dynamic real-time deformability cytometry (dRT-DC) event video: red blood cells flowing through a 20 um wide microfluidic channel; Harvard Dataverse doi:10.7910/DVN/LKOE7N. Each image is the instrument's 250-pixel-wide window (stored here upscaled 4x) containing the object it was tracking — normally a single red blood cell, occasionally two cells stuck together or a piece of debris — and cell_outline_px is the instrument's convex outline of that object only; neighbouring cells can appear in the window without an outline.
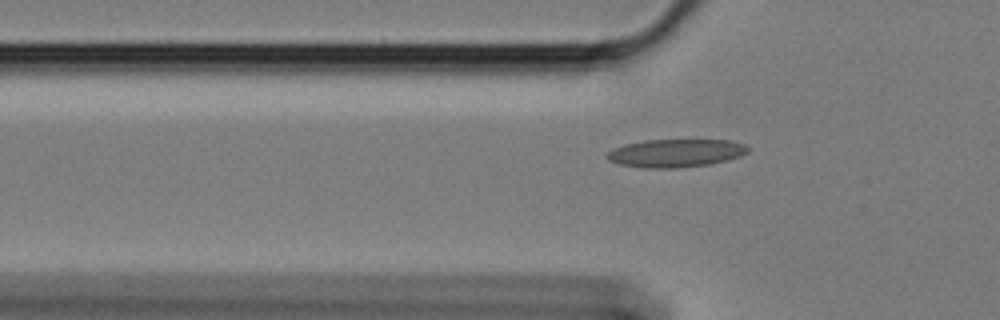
{"species": "Egyptian fruit bat (a non-hibernating species)", "species_latin": "Rousettus aegyptiacus", "temperature_condition": "cold", "stored_images_in_passage": 45, "camera_frame_rate_fps": 3000, "um_per_image_px": 0.085, "animal": {"sex": "female"}, "frame": {"image": 1, "passage_image": 12, "time_ms": 3.667, "image_size_px": [1000, 320], "cell_outline_px": [[752, 148], [748, 152], [740, 156], [728, 160], [708, 164], [676, 168], [644, 168], [620, 164], [608, 160], [604, 156], [612, 148], [624, 144], [644, 140], [728, 140], [744, 144]], "centroid_in_image_um": [57.42, 13.01], "position_along_channel_um": 68.4, "area_um2": 23.18}}
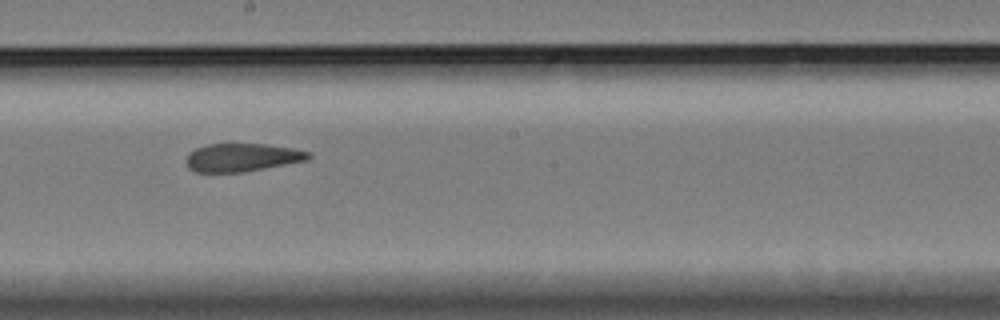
{"frame": {"image": 2, "passage_image": 26, "time_ms": 8.333, "image_size_px": [1000, 320], "cell_outline_px": [[312, 156], [308, 160], [264, 168], [240, 172], [196, 172], [188, 168], [184, 160], [188, 152], [196, 148], [208, 144], [264, 144], [292, 148], [312, 152]], "centroid_in_image_um": [20.55, 13.38], "position_along_channel_um": 227.6, "area_um2": 20.11}}
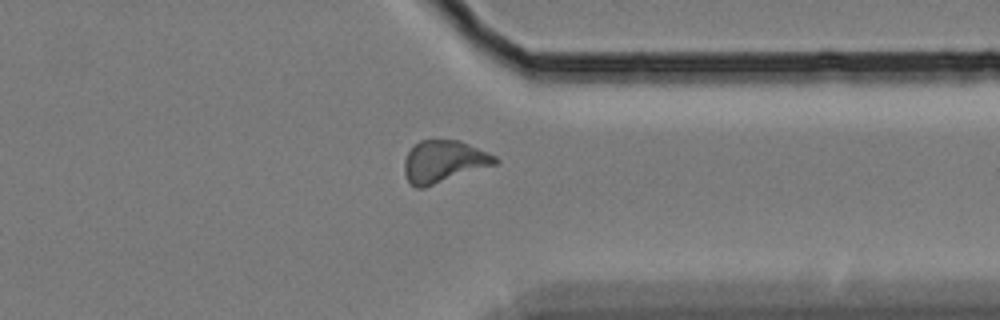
{"frame": {"image": 3, "passage_image": 39, "time_ms": 12.667, "image_size_px": [1000, 320], "cell_outline_px": [[500, 160], [496, 164], [424, 188], [416, 188], [408, 180], [404, 172], [404, 160], [408, 152], [420, 140], [460, 140], [488, 152], [496, 156]], "centroid_in_image_um": [37.73, 13.73], "position_along_channel_um": 373.7, "area_um2": 22.2}}